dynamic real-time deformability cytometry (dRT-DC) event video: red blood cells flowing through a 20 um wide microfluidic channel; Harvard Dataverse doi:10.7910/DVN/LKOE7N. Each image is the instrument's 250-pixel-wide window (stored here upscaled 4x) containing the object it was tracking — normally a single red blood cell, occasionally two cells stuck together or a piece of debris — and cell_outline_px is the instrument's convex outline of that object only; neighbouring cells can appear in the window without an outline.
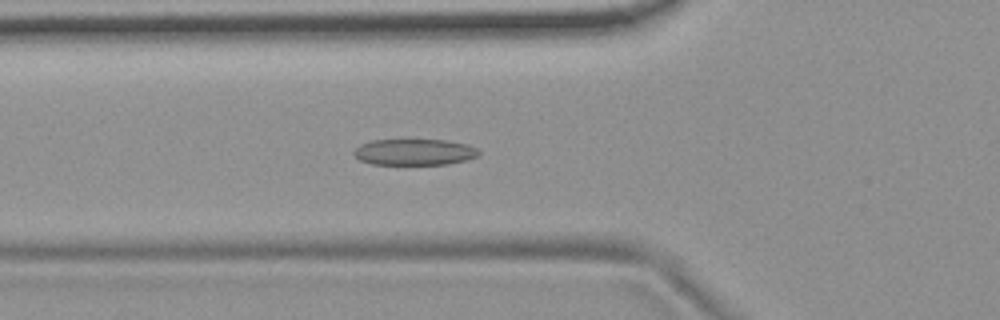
{"species": "common noctule bat (a hibernating species)", "species_latin": "Nyctalus noctula", "temperature_condition": "room temperature", "stored_images_in_passage": 18, "camera_frame_rate_fps": 3000, "um_per_image_px": 0.085, "animal": {"sex": "female", "body_mass_g": 19.9}, "frame": {"image": 1, "passage_image": 18, "time_ms": 1672.667, "image_size_px": [1000, 320], "cell_outline_px": [[480, 156], [448, 164], [372, 164], [360, 160], [352, 152], [360, 144], [372, 140], [444, 140], [468, 144], [476, 148], [480, 152]], "centroid_in_image_um": [35.23, 12.92], "position_along_channel_um": 90.6, "area_um2": 19.02}}